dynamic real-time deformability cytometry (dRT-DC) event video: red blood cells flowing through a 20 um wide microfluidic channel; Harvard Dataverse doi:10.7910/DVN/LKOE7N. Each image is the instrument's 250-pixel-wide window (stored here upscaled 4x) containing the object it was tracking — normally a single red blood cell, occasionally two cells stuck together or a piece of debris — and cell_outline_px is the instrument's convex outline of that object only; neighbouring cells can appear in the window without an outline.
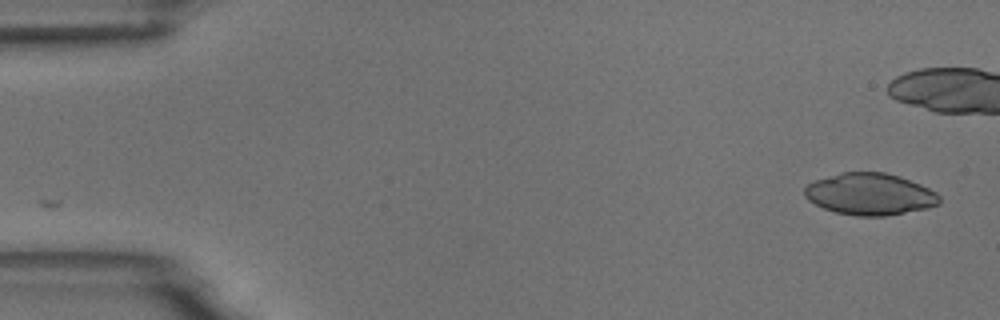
{"species": "common noctule bat (a hibernating species)", "species_latin": "Nyctalus noctula", "temperature_condition": "room temperature", "stored_images_in_passage": 2, "camera_frame_rate_fps": 3000, "um_per_image_px": 0.085, "animal": {"sex": "male", "body_mass_g": 18.8}, "frame": {"image": 1, "passage_image": 2, "time_ms": 1.0, "image_size_px": [1000, 320], "cell_outline_px": [[940, 204], [928, 208], [884, 216], [856, 216], [836, 212], [824, 208], [808, 200], [804, 196], [804, 188], [808, 184], [816, 180], [840, 172], [884, 172], [900, 176], [920, 184], [936, 192], [940, 196]], "centroid_in_image_um": [73.95, 16.5], "position_along_channel_um": 11.1, "area_um2": 32.83}}